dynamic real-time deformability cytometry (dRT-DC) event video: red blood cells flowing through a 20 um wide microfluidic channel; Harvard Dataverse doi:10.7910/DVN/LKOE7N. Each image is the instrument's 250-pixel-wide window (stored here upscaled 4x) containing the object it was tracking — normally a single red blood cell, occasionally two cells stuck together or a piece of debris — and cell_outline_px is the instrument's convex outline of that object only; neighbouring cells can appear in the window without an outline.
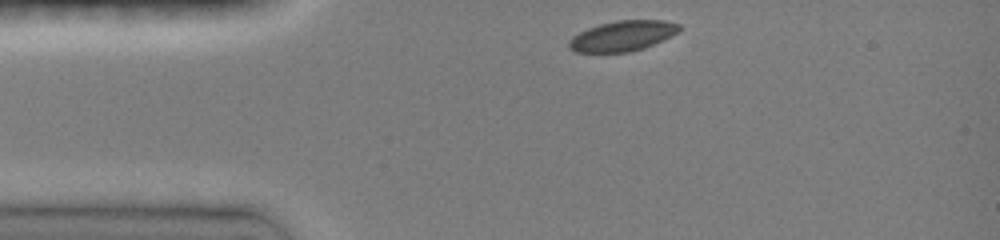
{"species": "common noctule bat (a hibernating species)", "species_latin": "Nyctalus noctula", "temperature_condition": "room temperature", "stored_images_in_passage": 12, "camera_frame_rate_fps": 3000, "um_per_image_px": 0.085, "animal": {"sex": "female", "body_mass_g": 19.0, "forearm_length_mm": 51.5}, "frame": {"image": 1, "passage_image": 1, "time_ms": 0.0, "image_size_px": [1000, 240], "cell_outline_px": [[680, 28], [676, 32], [644, 48], [628, 52], [576, 52], [568, 48], [568, 40], [572, 36], [588, 28], [600, 24], [616, 20], [664, 20], [680, 24]], "centroid_in_image_um": [52.85, 3.05], "position_along_channel_um": 32.1, "area_um2": 19.25}}
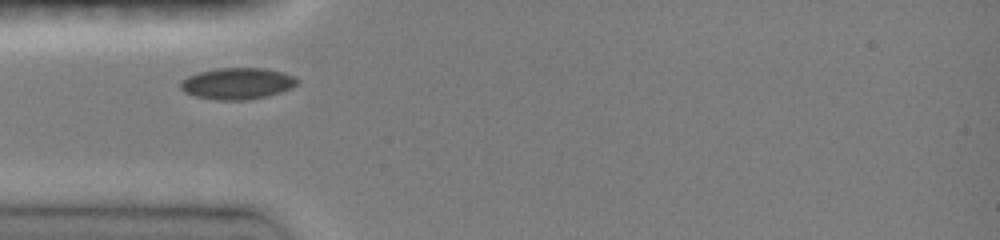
{"frame": {"image": 2, "passage_image": 7, "time_ms": 1.667, "image_size_px": [1000, 240], "cell_outline_px": [[300, 80], [292, 88], [280, 92], [264, 96], [244, 100], [216, 100], [196, 96], [184, 92], [180, 88], [180, 80], [188, 76], [200, 72], [216, 68], [264, 68], [296, 76]], "centroid_in_image_um": [20.16, 7.09], "position_along_channel_um": 64.8, "area_um2": 21.33}}